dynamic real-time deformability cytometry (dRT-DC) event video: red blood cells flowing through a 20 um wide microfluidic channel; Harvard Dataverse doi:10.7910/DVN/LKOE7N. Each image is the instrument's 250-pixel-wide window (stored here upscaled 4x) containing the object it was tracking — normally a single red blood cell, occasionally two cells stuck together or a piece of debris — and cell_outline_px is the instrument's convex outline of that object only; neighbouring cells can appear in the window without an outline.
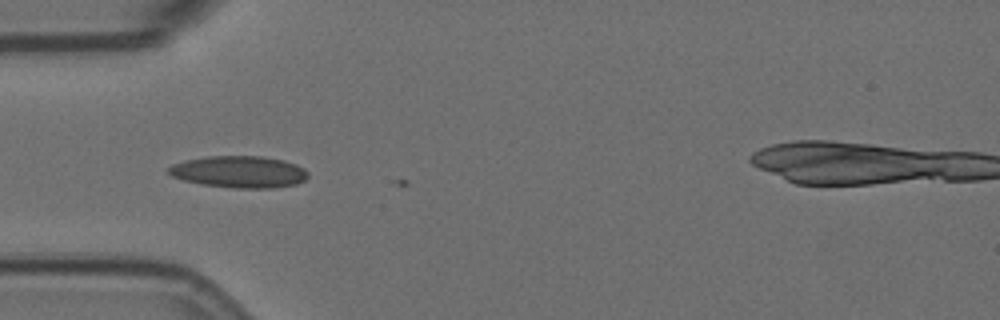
{"species": "Egyptian fruit bat (a non-hibernating species)", "species_latin": "Rousettus aegyptiacus", "temperature_condition": "room temperature", "stored_images_in_passage": 2, "camera_frame_rate_fps": 3000, "um_per_image_px": 0.085, "animal": {"sex": "female"}, "frame": {"image": 1, "passage_image": 1, "time_ms": 0.0, "image_size_px": [1000, 320], "cell_outline_px": [[308, 176], [304, 180], [296, 184], [272, 188], [232, 188], [204, 184], [184, 180], [172, 176], [168, 172], [168, 168], [172, 164], [184, 160], [208, 156], [264, 156], [284, 160], [296, 164], [304, 168], [308, 172]], "centroid_in_image_um": [20.35, 14.6], "position_along_channel_um": 64.7, "area_um2": 25.89}}